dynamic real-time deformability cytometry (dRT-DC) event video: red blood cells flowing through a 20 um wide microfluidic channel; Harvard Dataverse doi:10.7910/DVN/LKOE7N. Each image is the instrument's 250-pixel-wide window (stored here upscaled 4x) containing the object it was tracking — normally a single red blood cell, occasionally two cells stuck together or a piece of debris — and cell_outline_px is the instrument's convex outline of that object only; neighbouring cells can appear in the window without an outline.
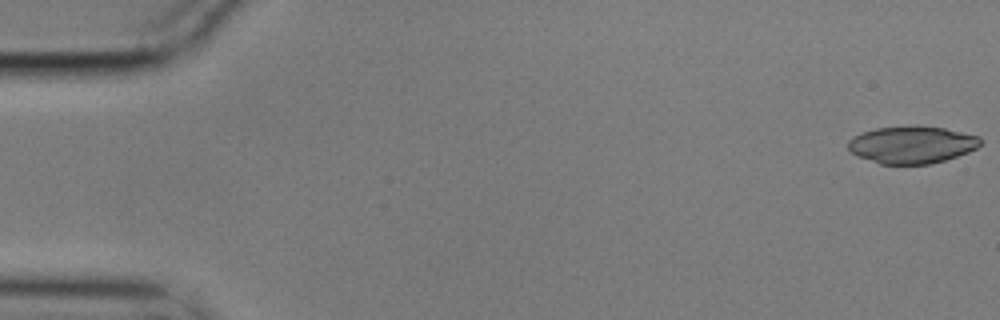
{"species": "common noctule bat (a hibernating species)", "species_latin": "Nyctalus noctula", "temperature_condition": "cold", "stored_images_in_passage": 56, "camera_frame_rate_fps": 3000, "um_per_image_px": 0.085, "animal": {"sex": "male", "body_mass_g": 17.9}, "frame": {"image": 1, "passage_image": 1, "time_ms": 0.0, "image_size_px": [1000, 320], "cell_outline_px": [[980, 144], [976, 148], [968, 152], [932, 164], [880, 164], [856, 156], [848, 148], [848, 140], [852, 136], [876, 128], [944, 128], [980, 136]], "centroid_in_image_um": [77.48, 12.34], "position_along_channel_um": 7.5, "area_um2": 28.03}}